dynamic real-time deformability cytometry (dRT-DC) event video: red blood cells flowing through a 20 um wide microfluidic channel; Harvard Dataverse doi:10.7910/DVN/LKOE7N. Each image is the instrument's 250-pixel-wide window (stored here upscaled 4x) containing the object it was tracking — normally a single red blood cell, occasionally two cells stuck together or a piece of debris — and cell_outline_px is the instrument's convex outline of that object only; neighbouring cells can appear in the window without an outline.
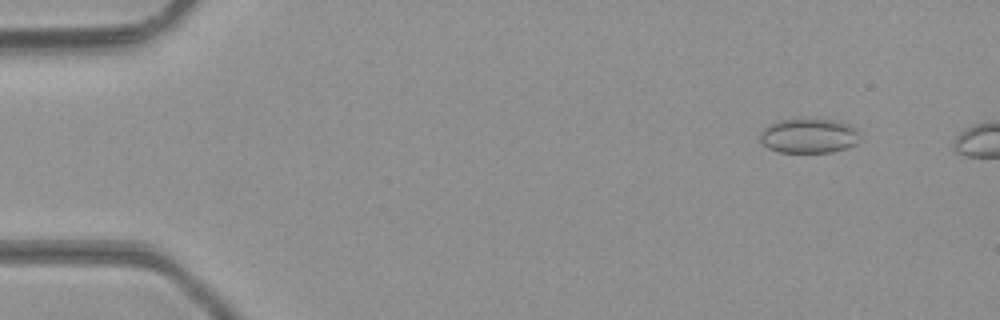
{"species": "common noctule bat (a hibernating species)", "species_latin": "Nyctalus noctula", "temperature_condition": "room temperature", "stored_images_in_passage": 15, "camera_frame_rate_fps": 3000, "um_per_image_px": 0.085, "animal": {"sex": "male", "body_mass_g": 23.1, "forearm_length_mm": 52.7}, "frame": {"image": 1, "passage_image": 5, "time_ms": 1.333, "image_size_px": [1000, 320], "cell_outline_px": [[856, 144], [832, 152], [780, 152], [768, 148], [760, 140], [760, 132], [764, 128], [776, 120], [812, 116], [836, 120], [848, 124], [856, 128]], "centroid_in_image_um": [68.7, 11.49], "position_along_channel_um": 16.3, "area_um2": 20.58}}